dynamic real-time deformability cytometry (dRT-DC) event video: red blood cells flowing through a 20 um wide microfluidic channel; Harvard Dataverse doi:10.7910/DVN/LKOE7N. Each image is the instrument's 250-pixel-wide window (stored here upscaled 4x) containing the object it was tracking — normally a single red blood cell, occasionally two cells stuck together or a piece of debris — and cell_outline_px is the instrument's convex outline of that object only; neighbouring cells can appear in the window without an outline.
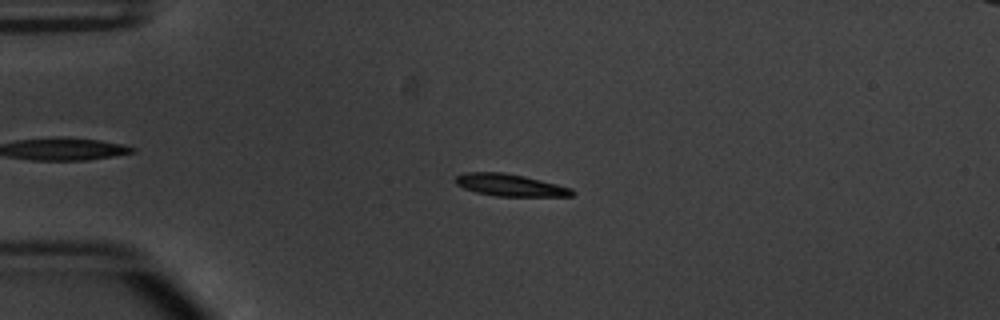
{"species": "common noctule bat (a hibernating species)", "species_latin": "Nyctalus noctula", "temperature_condition": "warm", "stored_images_in_passage": 53, "camera_frame_rate_fps": 3000, "um_per_image_px": 0.085, "animal": {"sex": "male", "body_mass_g": 20.1, "forearm_length_mm": 53.5}, "frame": {"image": 1, "passage_image": 13, "time_ms": 4.0, "image_size_px": [1000, 320], "cell_outline_px": [[576, 192], [572, 196], [496, 196], [476, 192], [464, 188], [456, 184], [456, 176], [464, 172], [504, 172], [524, 176], [572, 188]], "centroid_in_image_um": [43.36, 15.73], "position_along_channel_um": 41.6, "area_um2": 14.97}}
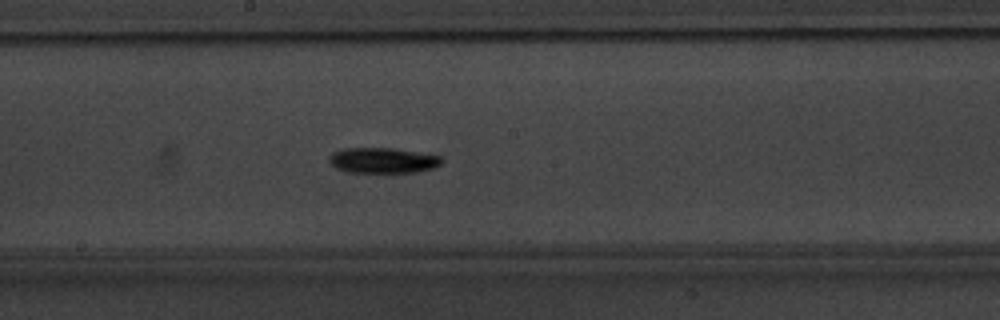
{"frame": {"image": 2, "passage_image": 29, "time_ms": 9.333, "image_size_px": [1000, 320], "cell_outline_px": [[444, 160], [440, 164], [432, 168], [416, 172], [348, 172], [336, 168], [332, 164], [332, 152], [344, 148], [392, 148], [440, 156]], "centroid_in_image_um": [32.56, 13.63], "position_along_channel_um": 215.6, "area_um2": 16.36}}
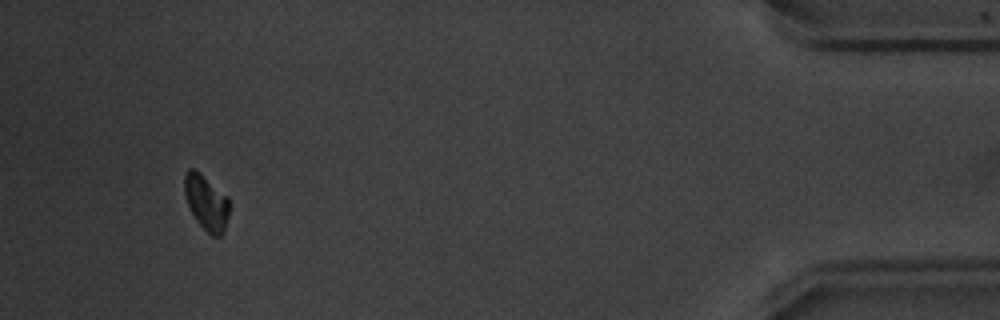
{"frame": {"image": 3, "passage_image": 50, "time_ms": 16.333, "image_size_px": [1000, 320], "cell_outline_px": [[228, 216], [224, 232], [220, 236], [212, 236], [196, 220], [188, 204], [184, 192], [184, 176], [188, 168], [196, 168], [228, 196]], "centroid_in_image_um": [17.53, 17.17], "position_along_channel_um": 417.7, "area_um2": 14.45}, "authors_computed_cell_mechanics": {"area_um2": 14.7968, "velocity_mm_per_s": 3.8267, "shape_relaxation_time_tau1_ms": 1.2505, "shape_relaxation_time_tau2_ms": null, "deformation_change_tau1": 0.1576, "deformation_change_tau2": null}}